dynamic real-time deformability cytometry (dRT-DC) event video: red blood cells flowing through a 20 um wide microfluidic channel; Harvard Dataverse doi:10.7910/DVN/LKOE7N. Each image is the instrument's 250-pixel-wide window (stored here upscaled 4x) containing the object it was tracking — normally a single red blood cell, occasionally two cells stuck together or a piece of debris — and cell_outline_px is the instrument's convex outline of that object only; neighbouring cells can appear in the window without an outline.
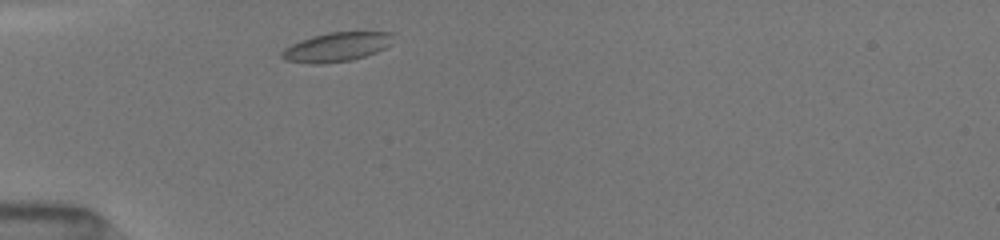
{"species": "common noctule bat (a hibernating species)", "species_latin": "Nyctalus noctula", "temperature_condition": "room temperature", "stored_images_in_passage": 4, "camera_frame_rate_fps": 3000, "um_per_image_px": 0.085, "animal": {"sex": "female", "body_mass_g": 19.5, "forearm_length_mm": 54.1}, "frame": {"image": 1, "passage_image": 2, "time_ms": 0.333, "image_size_px": [1000, 240], "cell_outline_px": [[388, 44], [384, 48], [376, 52], [352, 60], [288, 60], [280, 56], [292, 44], [312, 36], [328, 32], [388, 32]], "centroid_in_image_um": [28.65, 3.93], "position_along_channel_um": 56.3, "area_um2": 17.11}}